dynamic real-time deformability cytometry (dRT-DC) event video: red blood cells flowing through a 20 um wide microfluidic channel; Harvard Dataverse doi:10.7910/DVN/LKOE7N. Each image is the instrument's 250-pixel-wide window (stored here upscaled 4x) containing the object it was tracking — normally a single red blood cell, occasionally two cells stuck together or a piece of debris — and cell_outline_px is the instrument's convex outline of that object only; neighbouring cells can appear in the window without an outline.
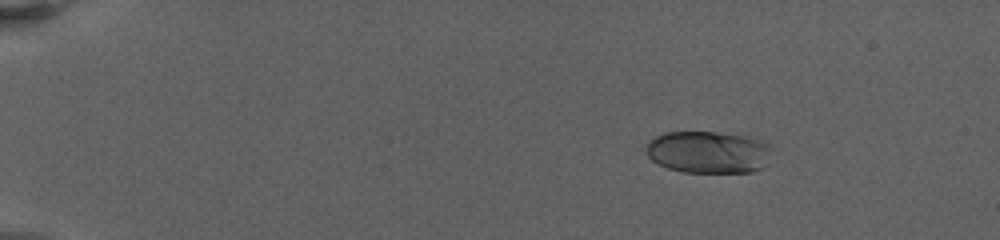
{"species": "human", "species_latin": "Homo sapiens", "temperature_condition": "warm", "stored_images_in_passage": 14, "camera_frame_rate_fps": 3000, "um_per_image_px": 0.085, "donor": {"sex": "female"}, "frame": {"image": 1, "passage_image": 5, "time_ms": 3.667, "image_size_px": [1000, 240], "cell_outline_px": [[768, 164], [764, 168], [752, 172], [684, 172], [668, 168], [652, 160], [648, 156], [648, 144], [656, 136], [664, 132], [716, 132], [748, 136], [760, 140], [768, 144]], "centroid_in_image_um": [60.23, 12.93], "position_along_channel_um": 24.8, "area_um2": 30.63}}
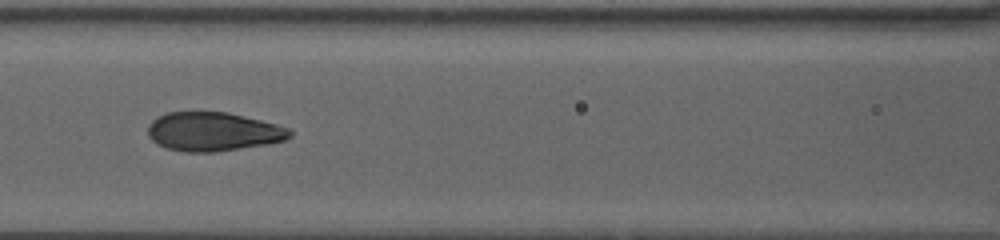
{"frame": {"image": 2, "passage_image": 13, "time_ms": 11.333, "image_size_px": [1000, 240], "cell_outline_px": [[292, 136], [284, 140], [268, 144], [216, 152], [184, 152], [164, 148], [156, 144], [148, 136], [148, 124], [156, 116], [168, 112], [228, 112], [276, 124], [288, 128], [292, 132]], "centroid_in_image_um": [18.08, 11.2], "position_along_channel_um": 148.5, "area_um2": 32.37}}
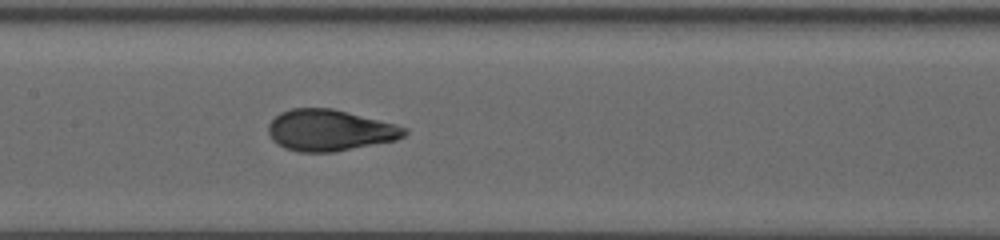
{"frame": {"image": 3, "passage_image": 14, "time_ms": 12.333, "image_size_px": [1000, 240], "cell_outline_px": [[408, 132], [404, 136], [396, 140], [332, 152], [300, 152], [284, 148], [276, 144], [272, 140], [268, 132], [268, 124], [280, 112], [292, 108], [332, 108], [408, 128]], "centroid_in_image_um": [27.98, 11.08], "position_along_channel_um": 179.4, "area_um2": 32.54}}